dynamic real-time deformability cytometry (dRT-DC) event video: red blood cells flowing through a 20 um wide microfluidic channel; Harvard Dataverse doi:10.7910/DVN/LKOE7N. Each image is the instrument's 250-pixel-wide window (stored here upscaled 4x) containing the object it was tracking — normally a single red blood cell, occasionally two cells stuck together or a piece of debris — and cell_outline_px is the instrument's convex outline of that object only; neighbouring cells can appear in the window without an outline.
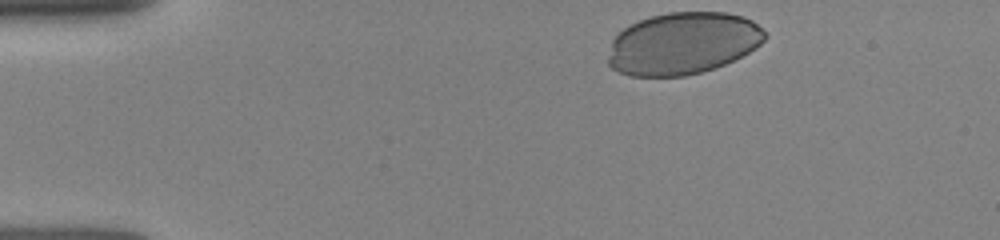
{"species": "human", "species_latin": "Homo sapiens", "temperature_condition": "room temperature", "stored_images_in_passage": 57, "camera_frame_rate_fps": 3000, "um_per_image_px": 0.085, "donor": {"sex": "female"}, "frame": {"image": 1, "passage_image": 1, "time_ms": 0.0, "image_size_px": [1000, 240], "cell_outline_px": [[764, 40], [756, 48], [724, 64], [700, 72], [684, 76], [628, 76], [612, 68], [608, 64], [608, 56], [612, 40], [628, 24], [652, 16], [668, 12], [728, 12], [744, 16], [752, 20], [764, 32]], "centroid_in_image_um": [58.01, 3.68], "position_along_channel_um": 27.0, "area_um2": 56.53}}
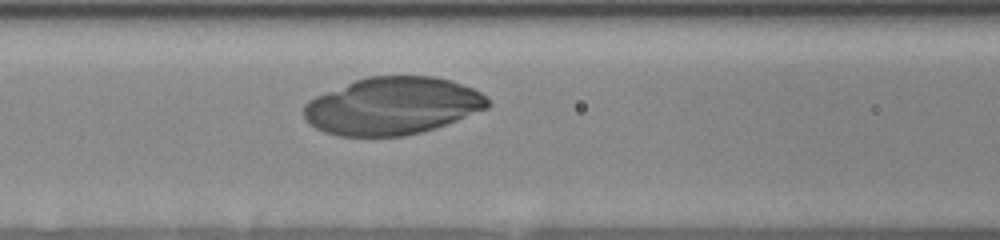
{"frame": {"image": 2, "passage_image": 17, "time_ms": 4.333, "image_size_px": [1000, 240], "cell_outline_px": [[492, 104], [488, 108], [436, 128], [404, 136], [340, 136], [324, 132], [316, 128], [304, 116], [304, 104], [308, 100], [316, 96], [356, 80], [368, 76], [432, 76], [452, 80], [472, 88], [480, 92]], "centroid_in_image_um": [33.38, 9.01], "position_along_channel_um": 133.2, "area_um2": 61.33}}
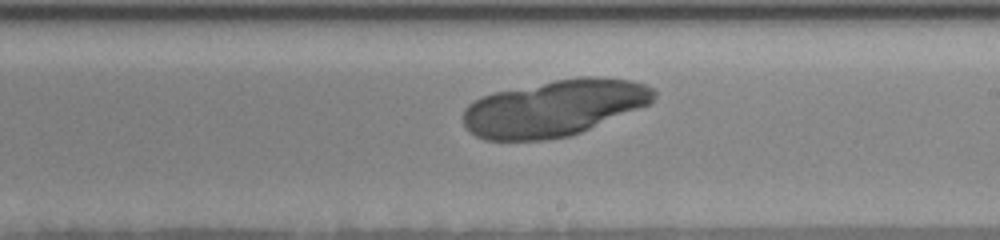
{"frame": {"image": 3, "passage_image": 32, "time_ms": 7.0, "image_size_px": [1000, 240], "cell_outline_px": [[656, 96], [648, 104], [572, 136], [544, 140], [484, 140], [476, 136], [464, 124], [464, 108], [468, 104], [484, 96], [496, 92], [556, 80], [580, 76], [596, 76], [632, 80], [656, 88]], "centroid_in_image_um": [47.14, 9.18], "position_along_channel_um": 241.9, "area_um2": 62.31}}